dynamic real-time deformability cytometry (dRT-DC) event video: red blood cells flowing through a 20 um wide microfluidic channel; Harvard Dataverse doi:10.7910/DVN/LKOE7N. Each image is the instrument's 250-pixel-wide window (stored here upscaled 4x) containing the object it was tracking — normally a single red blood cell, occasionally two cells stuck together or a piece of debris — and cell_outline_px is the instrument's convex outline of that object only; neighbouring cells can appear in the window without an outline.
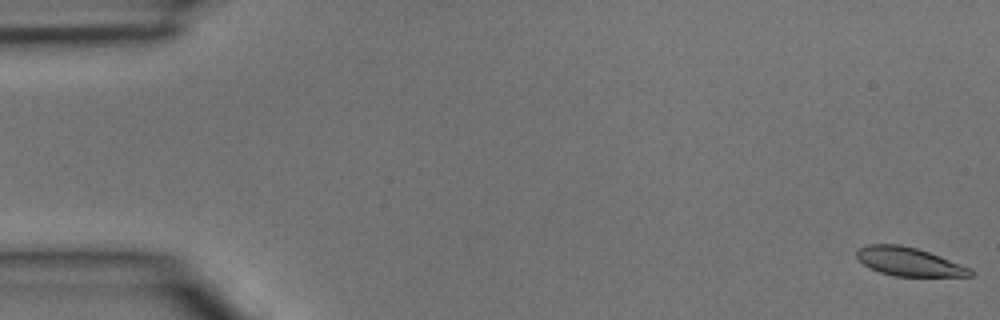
{"species": "common noctule bat (a hibernating species)", "species_latin": "Nyctalus noctula", "temperature_condition": "room temperature", "stored_images_in_passage": 5, "segment_of_instrument_passage": [1, 2], "camera_frame_rate_fps": 3000, "um_per_image_px": 0.085, "animal": {"sex": "male", "body_mass_g": 15.6}, "frame": {"image": 1, "passage_image": 1, "time_ms": 0.0, "image_size_px": [1000, 320], "cell_outline_px": [[976, 272], [972, 276], [896, 276], [880, 272], [864, 264], [856, 256], [856, 248], [868, 244], [900, 244], [916, 248], [940, 256], [972, 268]], "centroid_in_image_um": [77.28, 22.23], "position_along_channel_um": 7.7, "area_um2": 18.9}}